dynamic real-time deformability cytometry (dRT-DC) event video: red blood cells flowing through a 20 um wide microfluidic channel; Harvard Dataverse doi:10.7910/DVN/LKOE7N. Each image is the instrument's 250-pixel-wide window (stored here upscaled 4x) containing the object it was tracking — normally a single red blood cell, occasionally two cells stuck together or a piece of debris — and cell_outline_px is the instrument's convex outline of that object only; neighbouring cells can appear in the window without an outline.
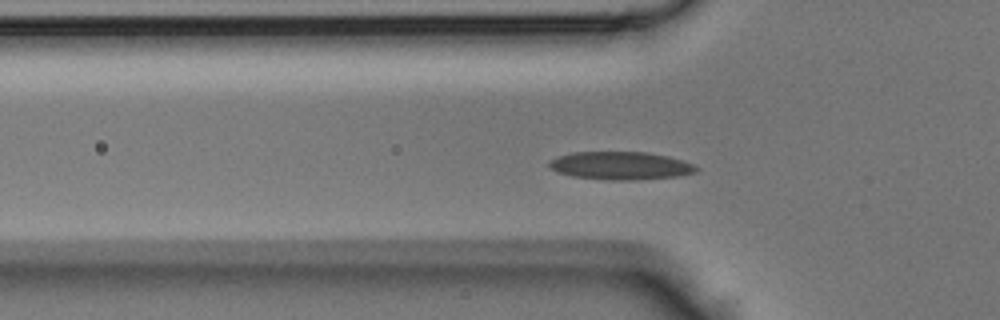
{"species": "Egyptian fruit bat (a non-hibernating species)", "species_latin": "Rousettus aegyptiacus", "temperature_condition": "room temperature", "stored_images_in_passage": 40, "camera_frame_rate_fps": 3000, "um_per_image_px": 0.085, "animal": {"sex": "male"}, "frame": {"image": 1, "passage_image": 10, "time_ms": 3.0, "image_size_px": [1000, 320], "cell_outline_px": [[700, 168], [696, 172], [676, 176], [636, 180], [608, 180], [572, 176], [556, 172], [548, 168], [548, 160], [572, 152], [648, 152], [668, 156], [692, 164]], "centroid_in_image_um": [52.7, 14.08], "position_along_channel_um": 73.1, "area_um2": 24.04}}
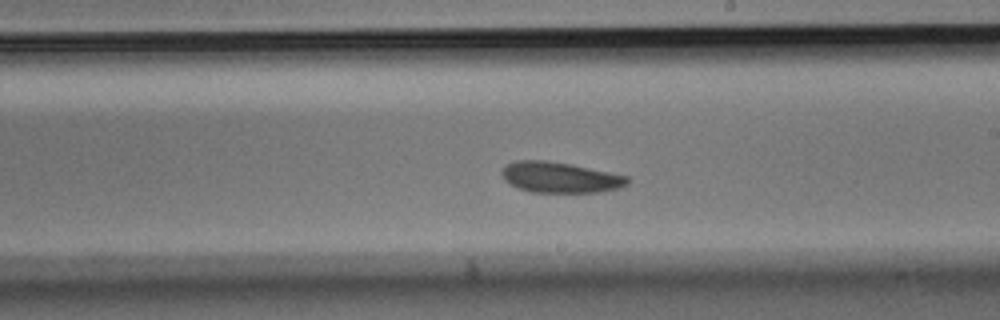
{"frame": {"image": 2, "passage_image": 21, "time_ms": 6.667, "image_size_px": [1000, 320], "cell_outline_px": [[632, 180], [628, 184], [620, 188], [600, 192], [532, 192], [516, 188], [504, 180], [500, 172], [508, 164], [516, 160], [544, 160], [568, 164], [628, 176]], "centroid_in_image_um": [47.6, 15.09], "position_along_channel_um": 241.4, "area_um2": 22.43}}
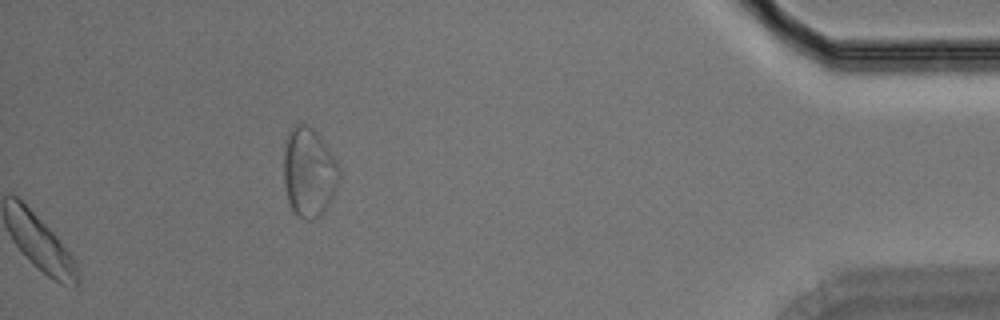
{"frame": {"image": 3, "passage_image": 40, "time_ms": 13.0, "image_size_px": [1000, 320], "cell_outline_px": [[340, 176], [336, 188], [324, 212], [308, 220], [300, 216], [292, 208], [288, 200], [284, 184], [284, 140], [288, 132], [296, 124], [304, 124], [312, 128], [316, 132], [336, 160], [340, 168]], "centroid_in_image_um": [26.24, 14.61], "position_along_channel_um": 409.0, "area_um2": 28.5}}